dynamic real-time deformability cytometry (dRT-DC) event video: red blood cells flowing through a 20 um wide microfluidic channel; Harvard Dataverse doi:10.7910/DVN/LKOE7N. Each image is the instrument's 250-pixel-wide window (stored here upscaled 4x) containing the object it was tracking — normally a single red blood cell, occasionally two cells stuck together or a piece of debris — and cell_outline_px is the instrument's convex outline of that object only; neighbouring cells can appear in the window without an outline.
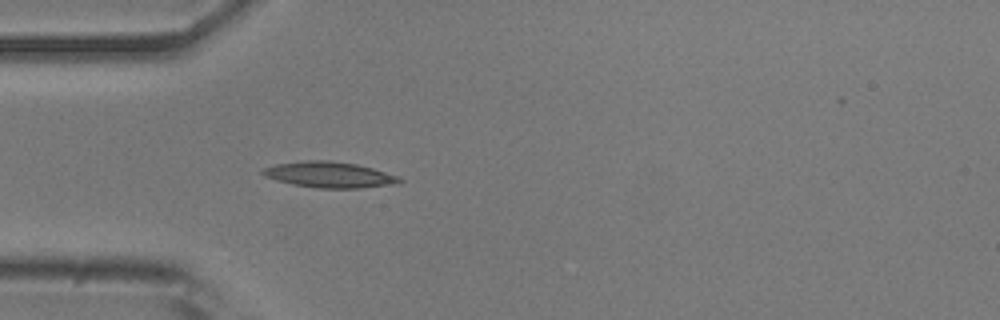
{"species": "common noctule bat (a hibernating species)", "species_latin": "Nyctalus noctula", "temperature_condition": "room temperature", "stored_images_in_passage": 38, "camera_frame_rate_fps": 3000, "um_per_image_px": 0.085, "animal": {"sex": "male", "body_mass_g": 20.5, "forearm_length_mm": 52.5}, "frame": {"image": 1, "passage_image": 1, "time_ms": 0.0, "image_size_px": [1000, 320], "cell_outline_px": [[404, 180], [400, 184], [360, 188], [316, 188], [292, 184], [276, 180], [264, 176], [260, 172], [264, 168], [276, 164], [308, 160], [328, 160], [356, 164], [372, 168], [400, 176]], "centroid_in_image_um": [28.05, 14.86], "position_along_channel_um": 57.0, "area_um2": 20.75}}
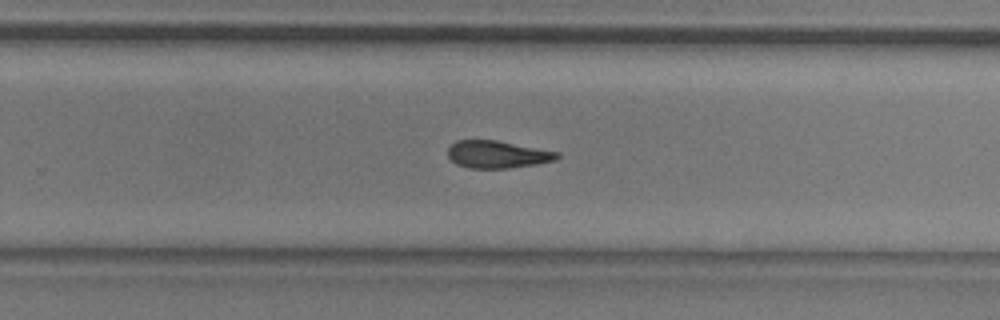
{"frame": {"image": 2, "passage_image": 19, "time_ms": 6.0, "image_size_px": [1000, 320], "cell_outline_px": [[560, 156], [556, 160], [536, 164], [512, 168], [468, 168], [456, 164], [448, 156], [448, 148], [456, 140], [496, 140], [560, 152]], "centroid_in_image_um": [42.29, 13.13], "position_along_channel_um": 287.5, "area_um2": 17.51}}
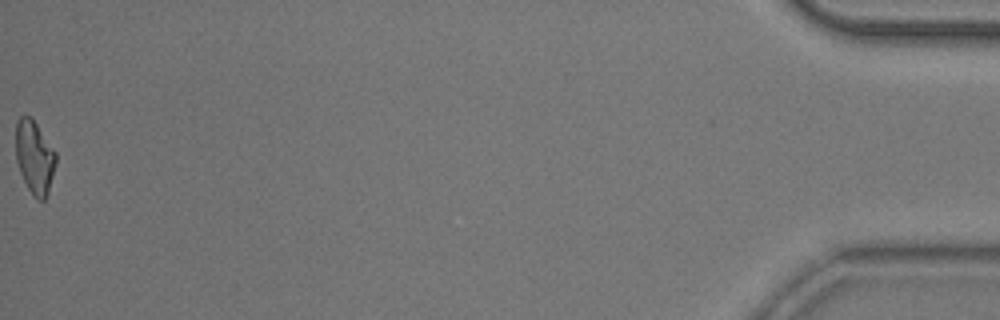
{"frame": {"image": 3, "passage_image": 38, "time_ms": 12.333, "image_size_px": [1000, 320], "cell_outline_px": [[56, 164], [48, 192], [44, 200], [36, 200], [32, 196], [20, 172], [16, 160], [16, 120], [20, 116], [32, 116], [56, 152]], "centroid_in_image_um": [2.94, 13.34], "position_along_channel_um": 432.3, "area_um2": 17.28}, "authors_computed_cell_mechanics": {"area_um2": 18.0047, "velocity_mm_per_s": 3.8915, "shape_relaxation_time_tau1_ms": 4.9723, "shape_relaxation_time_tau2_ms": 10.2519, "deformation_change_tau1": 0.1595, "deformation_change_tau2": 0.2035}}